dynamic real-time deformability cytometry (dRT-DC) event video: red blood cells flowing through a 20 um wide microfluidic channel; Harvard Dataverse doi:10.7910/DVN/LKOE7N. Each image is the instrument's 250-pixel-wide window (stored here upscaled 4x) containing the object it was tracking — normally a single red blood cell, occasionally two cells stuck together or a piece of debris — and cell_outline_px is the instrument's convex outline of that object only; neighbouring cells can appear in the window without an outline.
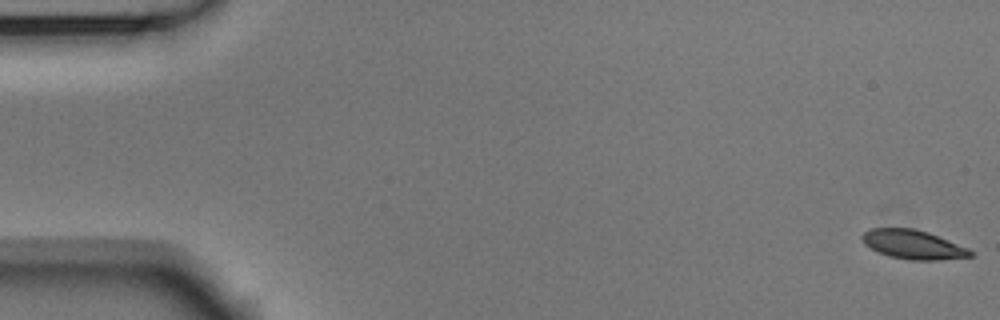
{"species": "Egyptian fruit bat (a non-hibernating species)", "species_latin": "Rousettus aegyptiacus", "temperature_condition": "room temperature", "stored_images_in_passage": 17, "camera_frame_rate_fps": 3000, "um_per_image_px": 0.085, "animal": {"sex": "male"}, "frame": {"image": 1, "passage_image": 1, "time_ms": 0.0, "image_size_px": [1000, 320], "cell_outline_px": [[972, 256], [936, 260], [908, 260], [888, 256], [864, 244], [860, 236], [868, 228], [912, 228], [928, 232], [968, 248], [972, 252]], "centroid_in_image_um": [77.57, 20.78], "position_along_channel_um": 7.4, "area_um2": 18.21}}